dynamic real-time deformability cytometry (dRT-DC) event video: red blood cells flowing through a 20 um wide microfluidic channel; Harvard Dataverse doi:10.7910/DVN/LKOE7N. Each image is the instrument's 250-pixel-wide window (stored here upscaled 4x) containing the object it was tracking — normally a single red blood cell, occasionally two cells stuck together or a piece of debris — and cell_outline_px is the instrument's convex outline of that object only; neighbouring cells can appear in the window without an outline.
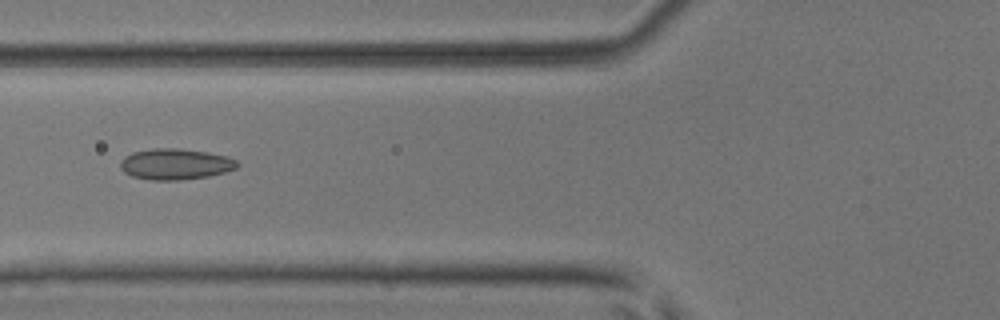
{"species": "common noctule bat (a hibernating species)", "species_latin": "Nyctalus noctula", "temperature_condition": "room temperature", "stored_images_in_passage": 6, "camera_frame_rate_fps": 3000, "um_per_image_px": 0.085, "animal": {"sex": "male", "body_mass_g": 17.9, "forearm_length_mm": 54.2}, "frame": {"image": 1, "passage_image": 6, "time_ms": 1.667, "image_size_px": [1000, 320], "cell_outline_px": [[240, 164], [236, 168], [224, 172], [208, 176], [180, 180], [152, 180], [132, 176], [124, 172], [120, 168], [120, 164], [124, 156], [132, 152], [152, 148], [180, 148], [208, 152], [228, 156], [236, 160]], "centroid_in_image_um": [14.91, 13.94], "position_along_channel_um": 110.9, "area_um2": 21.21}}